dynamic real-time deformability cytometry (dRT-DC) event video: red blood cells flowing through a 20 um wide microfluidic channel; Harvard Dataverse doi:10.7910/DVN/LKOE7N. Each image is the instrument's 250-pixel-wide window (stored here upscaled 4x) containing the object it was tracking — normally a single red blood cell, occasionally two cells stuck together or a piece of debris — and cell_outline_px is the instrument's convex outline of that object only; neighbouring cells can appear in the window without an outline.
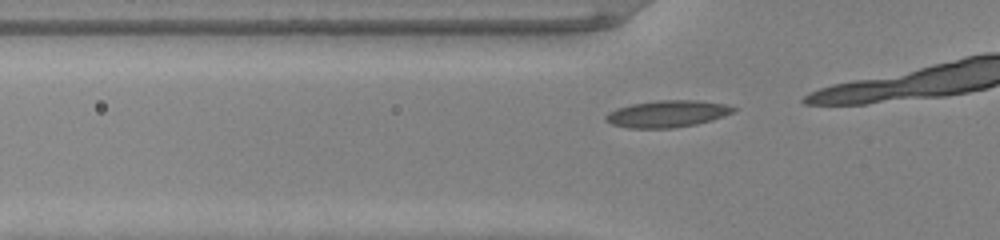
{"species": "common noctule bat (a hibernating species)", "species_latin": "Nyctalus noctula", "temperature_condition": "warm", "stored_images_in_passage": 10, "camera_frame_rate_fps": 3000, "um_per_image_px": 0.085, "animal": {"sex": "male", "body_mass_g": 20.0, "forearm_length_mm": 53.3}, "frame": {"image": 1, "passage_image": 7, "time_ms": 2.0, "image_size_px": [1000, 240], "cell_outline_px": [[740, 108], [736, 112], [712, 120], [696, 124], [672, 128], [628, 128], [612, 124], [604, 120], [604, 116], [608, 112], [616, 108], [632, 104], [656, 100], [696, 100], [728, 104]], "centroid_in_image_um": [56.76, 9.66], "position_along_channel_um": 69.0, "area_um2": 20.29}}